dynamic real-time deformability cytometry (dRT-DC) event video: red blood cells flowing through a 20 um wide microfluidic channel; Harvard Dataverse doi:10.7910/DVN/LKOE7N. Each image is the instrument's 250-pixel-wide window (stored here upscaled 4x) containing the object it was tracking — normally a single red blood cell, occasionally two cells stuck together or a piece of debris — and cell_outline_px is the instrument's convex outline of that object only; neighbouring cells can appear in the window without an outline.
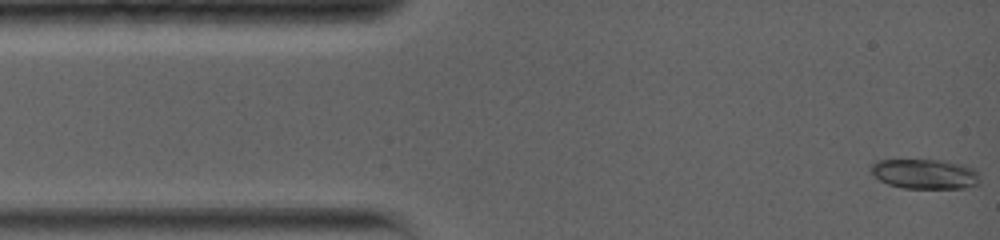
{"species": "common noctule bat (a hibernating species)", "species_latin": "Nyctalus noctula", "temperature_condition": "warm", "stored_images_in_passage": 39, "camera_frame_rate_fps": 5000, "um_per_image_px": 0.085, "animal": {"sex": "female", "body_mass_g": 19.0, "forearm_length_mm": 56.7}, "frame": {"image": 1, "passage_image": 1, "time_ms": 0.0, "image_size_px": [1000, 240], "cell_outline_px": [[980, 180], [976, 184], [964, 188], [904, 188], [888, 184], [880, 180], [872, 172], [872, 164], [876, 160], [944, 160], [960, 164], [972, 168], [976, 172]], "centroid_in_image_um": [78.61, 14.78], "position_along_channel_um": 6.4, "area_um2": 18.67}}
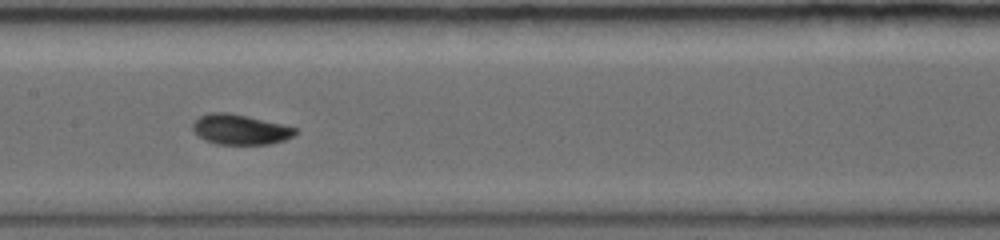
{"frame": {"image": 2, "passage_image": 18, "time_ms": 6.8, "image_size_px": [1000, 240], "cell_outline_px": [[296, 132], [292, 136], [284, 140], [268, 144], [216, 144], [204, 140], [192, 128], [192, 124], [200, 116], [212, 112], [228, 112], [248, 116], [296, 128]], "centroid_in_image_um": [20.38, 11.0], "position_along_channel_um": 187.0, "area_um2": 17.74}}
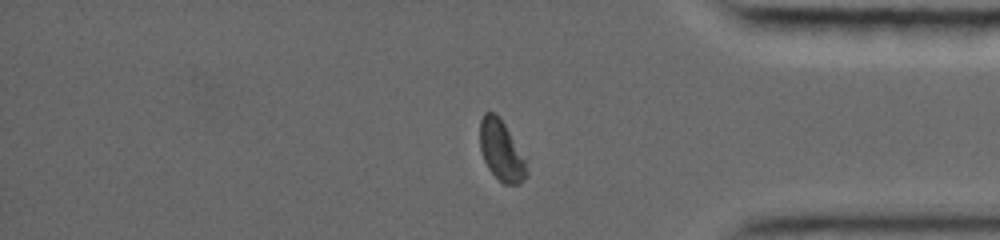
{"frame": {"image": 3, "passage_image": 34, "time_ms": 12.6, "image_size_px": [1000, 240], "cell_outline_px": [[528, 176], [520, 184], [504, 184], [488, 168], [484, 160], [480, 148], [480, 120], [484, 112], [492, 112], [504, 124], [528, 156]], "centroid_in_image_um": [42.69, 12.84], "position_along_channel_um": 392.5, "area_um2": 16.88}, "authors_computed_cell_mechanics": {"area_um2": 18.0336, "velocity_mm_per_s": 3.7844, "shape_relaxation_time_tau1_ms": 4.4913, "shape_relaxation_time_tau2_ms": 2.3851, "deformation_change_tau1": 0.1507, "deformation_change_tau2": 0.0502}}